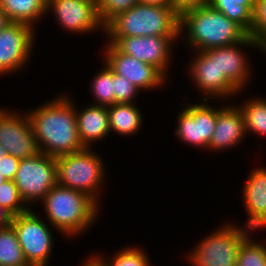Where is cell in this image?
<instances>
[{"mask_svg": "<svg viewBox=\"0 0 266 266\" xmlns=\"http://www.w3.org/2000/svg\"><path fill=\"white\" fill-rule=\"evenodd\" d=\"M34 28L11 22L0 31V75L18 71L28 62L34 43Z\"/></svg>", "mask_w": 266, "mask_h": 266, "instance_id": "obj_13", "label": "cell"}, {"mask_svg": "<svg viewBox=\"0 0 266 266\" xmlns=\"http://www.w3.org/2000/svg\"><path fill=\"white\" fill-rule=\"evenodd\" d=\"M41 202L52 226L67 236L84 232L98 217L99 203L84 192L59 184Z\"/></svg>", "mask_w": 266, "mask_h": 266, "instance_id": "obj_3", "label": "cell"}, {"mask_svg": "<svg viewBox=\"0 0 266 266\" xmlns=\"http://www.w3.org/2000/svg\"><path fill=\"white\" fill-rule=\"evenodd\" d=\"M12 216L0 206V227H5L11 224Z\"/></svg>", "mask_w": 266, "mask_h": 266, "instance_id": "obj_34", "label": "cell"}, {"mask_svg": "<svg viewBox=\"0 0 266 266\" xmlns=\"http://www.w3.org/2000/svg\"><path fill=\"white\" fill-rule=\"evenodd\" d=\"M11 21L7 17V15L3 12V10L0 8V31L4 29Z\"/></svg>", "mask_w": 266, "mask_h": 266, "instance_id": "obj_36", "label": "cell"}, {"mask_svg": "<svg viewBox=\"0 0 266 266\" xmlns=\"http://www.w3.org/2000/svg\"><path fill=\"white\" fill-rule=\"evenodd\" d=\"M41 1L47 6L51 0H41Z\"/></svg>", "mask_w": 266, "mask_h": 266, "instance_id": "obj_40", "label": "cell"}, {"mask_svg": "<svg viewBox=\"0 0 266 266\" xmlns=\"http://www.w3.org/2000/svg\"><path fill=\"white\" fill-rule=\"evenodd\" d=\"M0 8L11 22L31 26L47 13L41 0H0Z\"/></svg>", "mask_w": 266, "mask_h": 266, "instance_id": "obj_21", "label": "cell"}, {"mask_svg": "<svg viewBox=\"0 0 266 266\" xmlns=\"http://www.w3.org/2000/svg\"><path fill=\"white\" fill-rule=\"evenodd\" d=\"M11 225L30 266H47L53 249V235L36 213L29 211L13 216Z\"/></svg>", "mask_w": 266, "mask_h": 266, "instance_id": "obj_8", "label": "cell"}, {"mask_svg": "<svg viewBox=\"0 0 266 266\" xmlns=\"http://www.w3.org/2000/svg\"><path fill=\"white\" fill-rule=\"evenodd\" d=\"M104 51L105 63L120 76L128 79L140 91L164 85L166 77L153 65L122 53L115 45L108 44Z\"/></svg>", "mask_w": 266, "mask_h": 266, "instance_id": "obj_14", "label": "cell"}, {"mask_svg": "<svg viewBox=\"0 0 266 266\" xmlns=\"http://www.w3.org/2000/svg\"><path fill=\"white\" fill-rule=\"evenodd\" d=\"M13 181L26 205L42 201L57 184L56 158L39 152L30 158L20 159Z\"/></svg>", "mask_w": 266, "mask_h": 266, "instance_id": "obj_7", "label": "cell"}, {"mask_svg": "<svg viewBox=\"0 0 266 266\" xmlns=\"http://www.w3.org/2000/svg\"><path fill=\"white\" fill-rule=\"evenodd\" d=\"M83 109H75L78 135L84 147L92 148L94 142L110 134L107 106L92 104Z\"/></svg>", "mask_w": 266, "mask_h": 266, "instance_id": "obj_19", "label": "cell"}, {"mask_svg": "<svg viewBox=\"0 0 266 266\" xmlns=\"http://www.w3.org/2000/svg\"><path fill=\"white\" fill-rule=\"evenodd\" d=\"M100 256L93 257L101 266H150L151 264L148 255L143 252V249H138V247H126L115 254L112 257L113 260L109 261L106 260L107 258Z\"/></svg>", "mask_w": 266, "mask_h": 266, "instance_id": "obj_26", "label": "cell"}, {"mask_svg": "<svg viewBox=\"0 0 266 266\" xmlns=\"http://www.w3.org/2000/svg\"><path fill=\"white\" fill-rule=\"evenodd\" d=\"M104 31L109 37L181 36L180 13L173 6L136 4L111 19Z\"/></svg>", "mask_w": 266, "mask_h": 266, "instance_id": "obj_4", "label": "cell"}, {"mask_svg": "<svg viewBox=\"0 0 266 266\" xmlns=\"http://www.w3.org/2000/svg\"><path fill=\"white\" fill-rule=\"evenodd\" d=\"M19 158L6 154L0 159V173L7 180H14L19 165Z\"/></svg>", "mask_w": 266, "mask_h": 266, "instance_id": "obj_32", "label": "cell"}, {"mask_svg": "<svg viewBox=\"0 0 266 266\" xmlns=\"http://www.w3.org/2000/svg\"><path fill=\"white\" fill-rule=\"evenodd\" d=\"M259 48L266 53V47L248 35L243 41L228 46L217 47V67L241 91L249 82L250 70L248 58L240 49L242 46ZM241 46V47H240Z\"/></svg>", "mask_w": 266, "mask_h": 266, "instance_id": "obj_16", "label": "cell"}, {"mask_svg": "<svg viewBox=\"0 0 266 266\" xmlns=\"http://www.w3.org/2000/svg\"><path fill=\"white\" fill-rule=\"evenodd\" d=\"M244 207L248 218L246 228H266V167L253 169L243 190Z\"/></svg>", "mask_w": 266, "mask_h": 266, "instance_id": "obj_18", "label": "cell"}, {"mask_svg": "<svg viewBox=\"0 0 266 266\" xmlns=\"http://www.w3.org/2000/svg\"><path fill=\"white\" fill-rule=\"evenodd\" d=\"M190 62L189 75L197 88L201 89L203 100L210 97H225L241 92L217 67V47L205 51H196ZM204 92V93H203ZM206 95V96H205ZM210 96V97H208Z\"/></svg>", "mask_w": 266, "mask_h": 266, "instance_id": "obj_10", "label": "cell"}, {"mask_svg": "<svg viewBox=\"0 0 266 266\" xmlns=\"http://www.w3.org/2000/svg\"><path fill=\"white\" fill-rule=\"evenodd\" d=\"M5 109L4 108H0V115H1V113L4 111Z\"/></svg>", "mask_w": 266, "mask_h": 266, "instance_id": "obj_41", "label": "cell"}, {"mask_svg": "<svg viewBox=\"0 0 266 266\" xmlns=\"http://www.w3.org/2000/svg\"><path fill=\"white\" fill-rule=\"evenodd\" d=\"M81 266H101V265L93 256H90V258H88V260L86 259V262L83 263V265Z\"/></svg>", "mask_w": 266, "mask_h": 266, "instance_id": "obj_37", "label": "cell"}, {"mask_svg": "<svg viewBox=\"0 0 266 266\" xmlns=\"http://www.w3.org/2000/svg\"><path fill=\"white\" fill-rule=\"evenodd\" d=\"M115 103H134V97L140 90L128 79L114 73Z\"/></svg>", "mask_w": 266, "mask_h": 266, "instance_id": "obj_31", "label": "cell"}, {"mask_svg": "<svg viewBox=\"0 0 266 266\" xmlns=\"http://www.w3.org/2000/svg\"><path fill=\"white\" fill-rule=\"evenodd\" d=\"M202 101L201 104L190 103L181 110L175 134L185 144L208 149L216 125V109L207 104V100Z\"/></svg>", "mask_w": 266, "mask_h": 266, "instance_id": "obj_11", "label": "cell"}, {"mask_svg": "<svg viewBox=\"0 0 266 266\" xmlns=\"http://www.w3.org/2000/svg\"><path fill=\"white\" fill-rule=\"evenodd\" d=\"M110 132L119 135H133L142 126V114L135 103H114L107 106Z\"/></svg>", "mask_w": 266, "mask_h": 266, "instance_id": "obj_20", "label": "cell"}, {"mask_svg": "<svg viewBox=\"0 0 266 266\" xmlns=\"http://www.w3.org/2000/svg\"><path fill=\"white\" fill-rule=\"evenodd\" d=\"M249 35L266 47V0H254L252 31Z\"/></svg>", "mask_w": 266, "mask_h": 266, "instance_id": "obj_30", "label": "cell"}, {"mask_svg": "<svg viewBox=\"0 0 266 266\" xmlns=\"http://www.w3.org/2000/svg\"><path fill=\"white\" fill-rule=\"evenodd\" d=\"M0 206L12 217L30 210L23 201L13 180H6L0 185Z\"/></svg>", "mask_w": 266, "mask_h": 266, "instance_id": "obj_28", "label": "cell"}, {"mask_svg": "<svg viewBox=\"0 0 266 266\" xmlns=\"http://www.w3.org/2000/svg\"><path fill=\"white\" fill-rule=\"evenodd\" d=\"M0 266H30L11 224L0 227Z\"/></svg>", "mask_w": 266, "mask_h": 266, "instance_id": "obj_23", "label": "cell"}, {"mask_svg": "<svg viewBox=\"0 0 266 266\" xmlns=\"http://www.w3.org/2000/svg\"><path fill=\"white\" fill-rule=\"evenodd\" d=\"M142 4L173 6V0H140Z\"/></svg>", "mask_w": 266, "mask_h": 266, "instance_id": "obj_35", "label": "cell"}, {"mask_svg": "<svg viewBox=\"0 0 266 266\" xmlns=\"http://www.w3.org/2000/svg\"><path fill=\"white\" fill-rule=\"evenodd\" d=\"M187 30L186 42L197 51L228 46L243 41L248 34L210 4L180 14V34Z\"/></svg>", "mask_w": 266, "mask_h": 266, "instance_id": "obj_2", "label": "cell"}, {"mask_svg": "<svg viewBox=\"0 0 266 266\" xmlns=\"http://www.w3.org/2000/svg\"><path fill=\"white\" fill-rule=\"evenodd\" d=\"M91 149L85 147L56 158L57 184L84 192L98 203L106 169L100 156Z\"/></svg>", "mask_w": 266, "mask_h": 266, "instance_id": "obj_5", "label": "cell"}, {"mask_svg": "<svg viewBox=\"0 0 266 266\" xmlns=\"http://www.w3.org/2000/svg\"><path fill=\"white\" fill-rule=\"evenodd\" d=\"M140 0H96L100 22L105 26L116 15L128 11Z\"/></svg>", "mask_w": 266, "mask_h": 266, "instance_id": "obj_29", "label": "cell"}, {"mask_svg": "<svg viewBox=\"0 0 266 266\" xmlns=\"http://www.w3.org/2000/svg\"><path fill=\"white\" fill-rule=\"evenodd\" d=\"M46 10H52L59 24L71 33L86 34L99 28L104 32L96 0H51Z\"/></svg>", "mask_w": 266, "mask_h": 266, "instance_id": "obj_15", "label": "cell"}, {"mask_svg": "<svg viewBox=\"0 0 266 266\" xmlns=\"http://www.w3.org/2000/svg\"><path fill=\"white\" fill-rule=\"evenodd\" d=\"M7 153V151L4 149V147L0 144V159L4 157Z\"/></svg>", "mask_w": 266, "mask_h": 266, "instance_id": "obj_38", "label": "cell"}, {"mask_svg": "<svg viewBox=\"0 0 266 266\" xmlns=\"http://www.w3.org/2000/svg\"><path fill=\"white\" fill-rule=\"evenodd\" d=\"M63 95L27 111L39 151L54 158L85 148L78 135L76 106Z\"/></svg>", "mask_w": 266, "mask_h": 266, "instance_id": "obj_1", "label": "cell"}, {"mask_svg": "<svg viewBox=\"0 0 266 266\" xmlns=\"http://www.w3.org/2000/svg\"><path fill=\"white\" fill-rule=\"evenodd\" d=\"M211 0H173V7L181 14L183 11L209 5Z\"/></svg>", "mask_w": 266, "mask_h": 266, "instance_id": "obj_33", "label": "cell"}, {"mask_svg": "<svg viewBox=\"0 0 266 266\" xmlns=\"http://www.w3.org/2000/svg\"><path fill=\"white\" fill-rule=\"evenodd\" d=\"M242 113L246 132L266 136V101L265 99H248L243 105L237 106Z\"/></svg>", "mask_w": 266, "mask_h": 266, "instance_id": "obj_24", "label": "cell"}, {"mask_svg": "<svg viewBox=\"0 0 266 266\" xmlns=\"http://www.w3.org/2000/svg\"><path fill=\"white\" fill-rule=\"evenodd\" d=\"M250 235L242 242L236 266H266V246L253 241Z\"/></svg>", "mask_w": 266, "mask_h": 266, "instance_id": "obj_27", "label": "cell"}, {"mask_svg": "<svg viewBox=\"0 0 266 266\" xmlns=\"http://www.w3.org/2000/svg\"><path fill=\"white\" fill-rule=\"evenodd\" d=\"M247 135L241 111L235 105L216 108V125L208 149L224 150L238 145Z\"/></svg>", "mask_w": 266, "mask_h": 266, "instance_id": "obj_17", "label": "cell"}, {"mask_svg": "<svg viewBox=\"0 0 266 266\" xmlns=\"http://www.w3.org/2000/svg\"><path fill=\"white\" fill-rule=\"evenodd\" d=\"M104 64L105 66L92 79L90 87L91 94L97 102H93L95 105L110 106L115 103L114 72L106 63Z\"/></svg>", "mask_w": 266, "mask_h": 266, "instance_id": "obj_25", "label": "cell"}, {"mask_svg": "<svg viewBox=\"0 0 266 266\" xmlns=\"http://www.w3.org/2000/svg\"><path fill=\"white\" fill-rule=\"evenodd\" d=\"M180 36L110 37L109 43L122 53L156 67L166 78L173 42Z\"/></svg>", "mask_w": 266, "mask_h": 266, "instance_id": "obj_9", "label": "cell"}, {"mask_svg": "<svg viewBox=\"0 0 266 266\" xmlns=\"http://www.w3.org/2000/svg\"><path fill=\"white\" fill-rule=\"evenodd\" d=\"M0 144L8 154L25 159L39 153L30 118L4 110L0 115Z\"/></svg>", "mask_w": 266, "mask_h": 266, "instance_id": "obj_12", "label": "cell"}, {"mask_svg": "<svg viewBox=\"0 0 266 266\" xmlns=\"http://www.w3.org/2000/svg\"><path fill=\"white\" fill-rule=\"evenodd\" d=\"M225 224L203 238L189 253L193 266H236L242 242L249 236L248 229Z\"/></svg>", "mask_w": 266, "mask_h": 266, "instance_id": "obj_6", "label": "cell"}, {"mask_svg": "<svg viewBox=\"0 0 266 266\" xmlns=\"http://www.w3.org/2000/svg\"><path fill=\"white\" fill-rule=\"evenodd\" d=\"M210 5L239 25L248 35L251 33L254 0H211Z\"/></svg>", "mask_w": 266, "mask_h": 266, "instance_id": "obj_22", "label": "cell"}, {"mask_svg": "<svg viewBox=\"0 0 266 266\" xmlns=\"http://www.w3.org/2000/svg\"><path fill=\"white\" fill-rule=\"evenodd\" d=\"M7 179L0 173V185L3 184Z\"/></svg>", "mask_w": 266, "mask_h": 266, "instance_id": "obj_39", "label": "cell"}]
</instances>
